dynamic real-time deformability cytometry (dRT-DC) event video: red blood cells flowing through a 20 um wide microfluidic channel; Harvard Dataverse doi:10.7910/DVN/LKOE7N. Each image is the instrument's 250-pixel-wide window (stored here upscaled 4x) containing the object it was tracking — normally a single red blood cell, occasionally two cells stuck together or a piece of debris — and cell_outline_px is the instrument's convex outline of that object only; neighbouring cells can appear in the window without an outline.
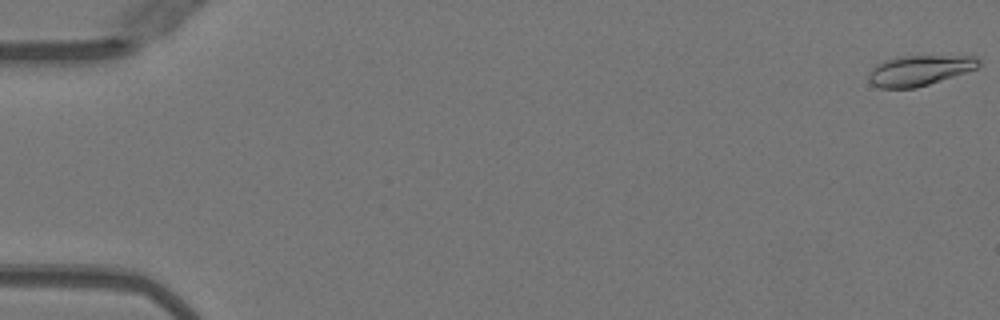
{"species": "Egyptian fruit bat (a non-hibernating species)", "species_latin": "Rousettus aegyptiacus", "temperature_condition": "warm", "stored_images_in_passage": 11, "camera_frame_rate_fps": 3000, "um_per_image_px": 0.085, "animal": {"sex": "female"}, "frame": {"image": 1, "passage_image": 1, "time_ms": 0.0, "image_size_px": [1000, 320], "cell_outline_px": [[980, 64], [976, 68], [916, 88], [880, 88], [872, 84], [868, 80], [868, 72], [876, 64], [884, 60], [896, 56], [976, 56], [980, 60]], "centroid_in_image_um": [78.09, 5.98], "position_along_channel_um": 6.9, "area_um2": 19.36}}